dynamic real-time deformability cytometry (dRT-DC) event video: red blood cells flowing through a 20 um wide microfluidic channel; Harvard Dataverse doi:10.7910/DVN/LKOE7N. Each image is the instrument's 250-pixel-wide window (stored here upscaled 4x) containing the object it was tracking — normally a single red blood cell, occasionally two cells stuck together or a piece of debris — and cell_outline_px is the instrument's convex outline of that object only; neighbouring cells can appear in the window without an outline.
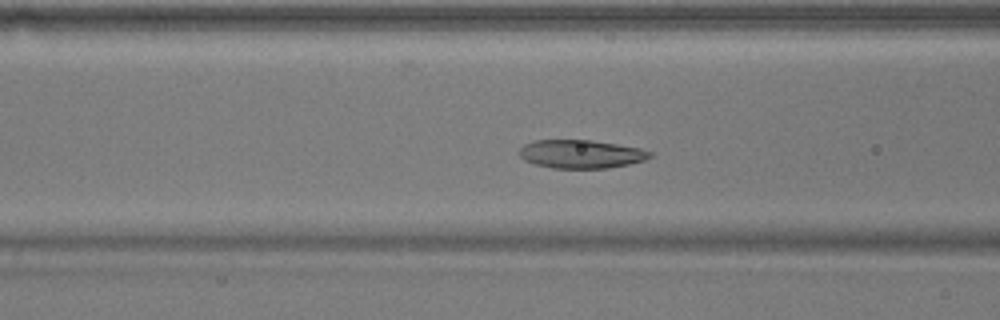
{"species": "common noctule bat (a hibernating species)", "species_latin": "Nyctalus noctula", "temperature_condition": "warm", "stored_images_in_passage": 55, "camera_frame_rate_fps": 3000, "um_per_image_px": 0.085, "animal": {"sex": "male", "body_mass_g": 17.9}, "frame": {"image": 1, "passage_image": 21, "time_ms": 6.667, "image_size_px": [1000, 320], "cell_outline_px": [[652, 156], [644, 160], [628, 164], [608, 168], [552, 168], [536, 164], [524, 160], [520, 156], [520, 148], [524, 144], [536, 140], [592, 140], [640, 148], [652, 152]], "centroid_in_image_um": [49.39, 13.09], "position_along_channel_um": 117.2, "area_um2": 21.5}}
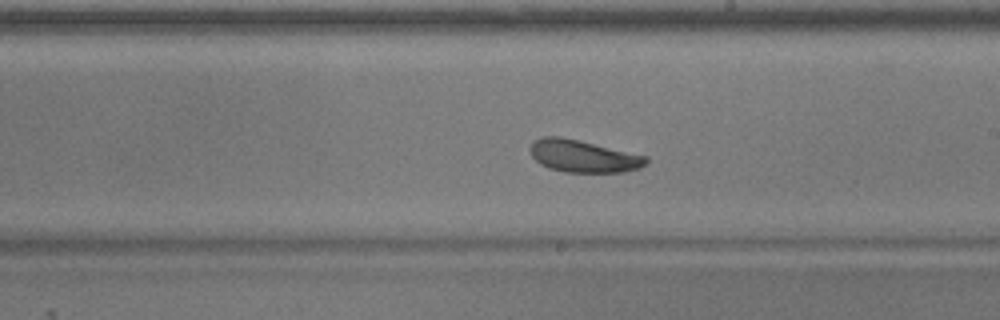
{"frame": {"image": 2, "passage_image": 31, "time_ms": 10.0, "image_size_px": [1000, 320], "cell_outline_px": [[648, 160], [640, 168], [624, 172], [564, 172], [548, 168], [540, 164], [532, 156], [528, 148], [532, 140], [540, 136], [560, 136], [580, 140], [648, 156]], "centroid_in_image_um": [49.53, 13.26], "position_along_channel_um": 239.5, "area_um2": 22.14}}
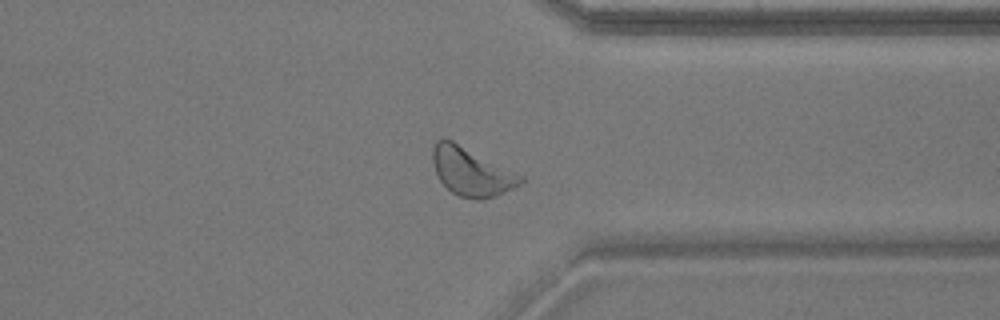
{"frame": {"image": 3, "passage_image": 42, "time_ms": 13.667, "image_size_px": [1000, 320], "cell_outline_px": [[528, 180], [504, 192], [484, 200], [476, 200], [460, 196], [452, 192], [440, 180], [436, 172], [432, 160], [432, 148], [436, 140], [452, 140], [524, 176]], "centroid_in_image_um": [40.09, 14.61], "position_along_channel_um": 371.3, "area_um2": 24.57}, "authors_computed_cell_mechanics": {"area_um2": 23.4668, "velocity_mm_per_s": 3.6792, "shape_relaxation_time_tau1_ms": 2.0511, "shape_relaxation_time_tau2_ms": null, "deformation_change_tau1": 0.076, "deformation_change_tau2": null}}